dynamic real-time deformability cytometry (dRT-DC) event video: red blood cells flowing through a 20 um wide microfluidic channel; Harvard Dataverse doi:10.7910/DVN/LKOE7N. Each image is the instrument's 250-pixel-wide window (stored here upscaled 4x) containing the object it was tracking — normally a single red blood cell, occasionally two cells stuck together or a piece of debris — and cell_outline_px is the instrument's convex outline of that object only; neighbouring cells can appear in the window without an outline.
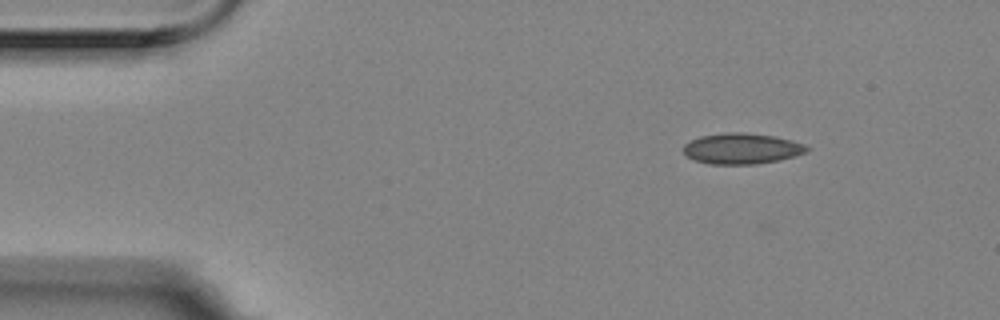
{"species": "Egyptian fruit bat (a non-hibernating species)", "species_latin": "Rousettus aegyptiacus", "temperature_condition": "room temperature", "stored_images_in_passage": 6, "camera_frame_rate_fps": 3000, "um_per_image_px": 0.085, "animal": {"sex": "female"}, "frame": {"image": 1, "passage_image": 1, "time_ms": 0.0, "image_size_px": [1000, 320], "cell_outline_px": [[812, 148], [808, 152], [776, 160], [756, 164], [712, 164], [696, 160], [688, 156], [684, 152], [684, 144], [700, 136], [724, 132], [740, 132], [776, 136], [792, 140], [804, 144]], "centroid_in_image_um": [63.08, 12.61], "position_along_channel_um": 21.9, "area_um2": 22.02}}
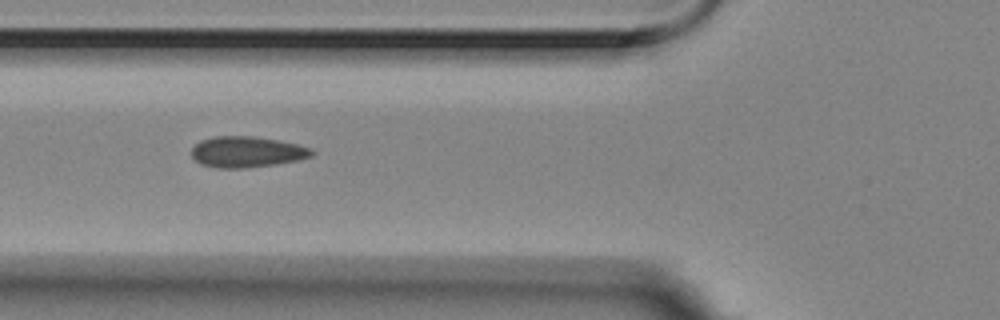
{"frame": {"image": 2, "passage_image": 5, "time_ms": 1.333, "image_size_px": [1000, 320], "cell_outline_px": [[316, 152], [312, 156], [296, 160], [276, 164], [244, 168], [216, 168], [200, 164], [192, 156], [192, 148], [200, 140], [212, 136], [256, 136], [296, 144], [312, 148]], "centroid_in_image_um": [20.97, 12.91], "position_along_channel_um": 104.8, "area_um2": 21.73}}
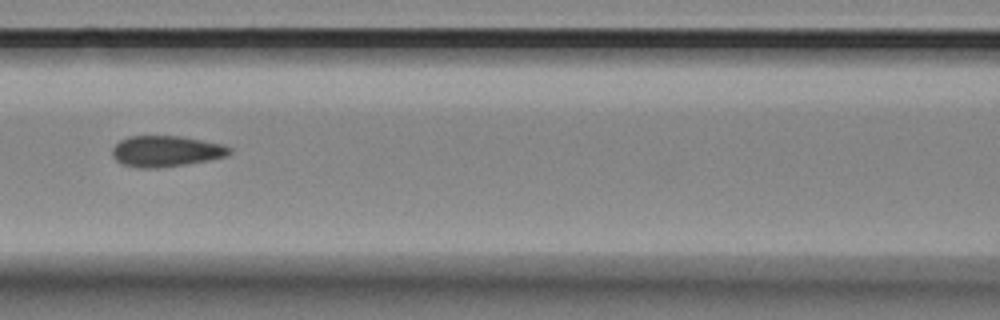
{"frame": {"image": 3, "passage_image": 6, "time_ms": 1.667, "image_size_px": [1000, 320], "cell_outline_px": [[232, 152], [224, 156], [208, 160], [184, 164], [156, 168], [144, 168], [124, 164], [116, 160], [112, 156], [112, 148], [120, 140], [128, 136], [180, 136], [220, 144], [232, 148]], "centroid_in_image_um": [14.08, 12.84], "position_along_channel_um": 152.5, "area_um2": 20.81}}